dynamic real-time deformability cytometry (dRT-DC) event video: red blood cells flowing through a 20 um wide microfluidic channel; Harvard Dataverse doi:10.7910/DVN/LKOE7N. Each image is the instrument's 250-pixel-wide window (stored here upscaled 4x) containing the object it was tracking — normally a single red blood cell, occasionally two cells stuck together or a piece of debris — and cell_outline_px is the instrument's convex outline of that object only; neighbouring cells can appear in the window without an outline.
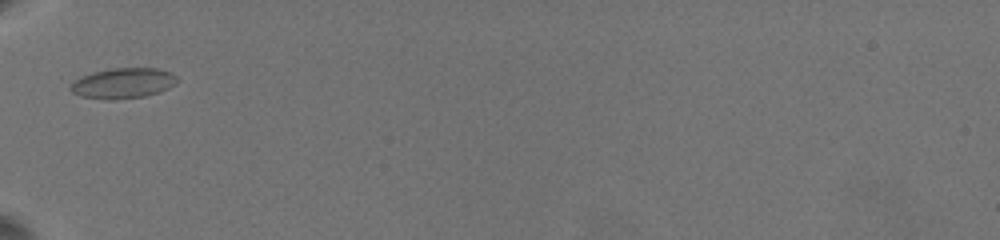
{"species": "common noctule bat (a hibernating species)", "species_latin": "Nyctalus noctula", "temperature_condition": "warm", "stored_images_in_passage": 7, "camera_frame_rate_fps": 3000, "um_per_image_px": 0.085, "animal": {"sex": "female", "body_mass_g": 19.5, "forearm_length_mm": 54.1}, "frame": {"image": 1, "passage_image": 1, "time_ms": 0.0, "image_size_px": [1000, 240], "cell_outline_px": [[176, 84], [168, 88], [144, 96], [80, 96], [72, 92], [68, 88], [76, 80], [92, 72], [112, 68], [160, 68], [172, 72], [176, 76]], "centroid_in_image_um": [10.52, 7.0], "position_along_channel_um": 74.5, "area_um2": 17.8}}